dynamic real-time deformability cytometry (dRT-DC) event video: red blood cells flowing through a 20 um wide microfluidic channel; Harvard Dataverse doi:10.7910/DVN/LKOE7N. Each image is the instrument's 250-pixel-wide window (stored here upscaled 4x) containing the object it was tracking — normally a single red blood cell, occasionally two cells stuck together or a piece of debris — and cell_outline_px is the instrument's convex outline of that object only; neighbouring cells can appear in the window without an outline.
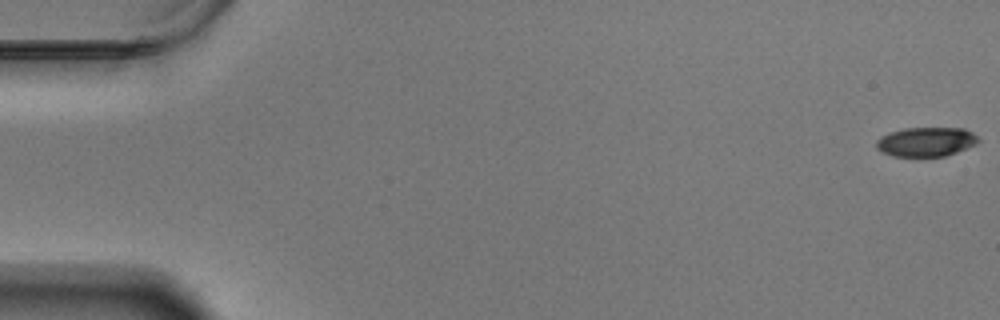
{"species": "Egyptian fruit bat (a non-hibernating species)", "species_latin": "Rousettus aegyptiacus", "temperature_condition": "warm", "stored_images_in_passage": 59, "camera_frame_rate_fps": 3000, "um_per_image_px": 0.085, "animal": {"sex": "male"}, "frame": {"image": 1, "passage_image": 1, "time_ms": 0.0, "image_size_px": [1000, 320], "cell_outline_px": [[980, 140], [976, 144], [956, 152], [944, 156], [892, 156], [880, 152], [876, 148], [876, 140], [880, 136], [888, 132], [904, 128], [964, 128], [972, 132]], "centroid_in_image_um": [78.67, 12.05], "position_along_channel_um": 6.3, "area_um2": 17.51}}
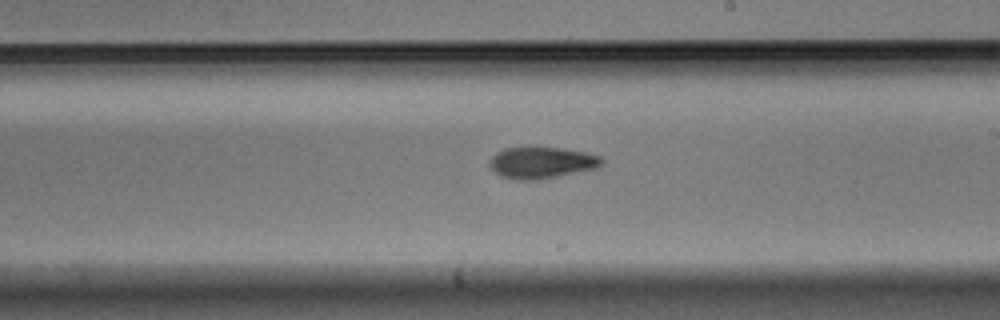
{"frame": {"image": 2, "passage_image": 35, "time_ms": 11.333, "image_size_px": [1000, 320], "cell_outline_px": [[604, 164], [600, 168], [536, 180], [516, 180], [500, 176], [488, 164], [488, 160], [496, 152], [504, 148], [528, 144], [532, 144], [560, 148], [584, 152], [600, 156], [604, 160]], "centroid_in_image_um": [46.02, 13.78], "position_along_channel_um": 243.0, "area_um2": 21.5}}
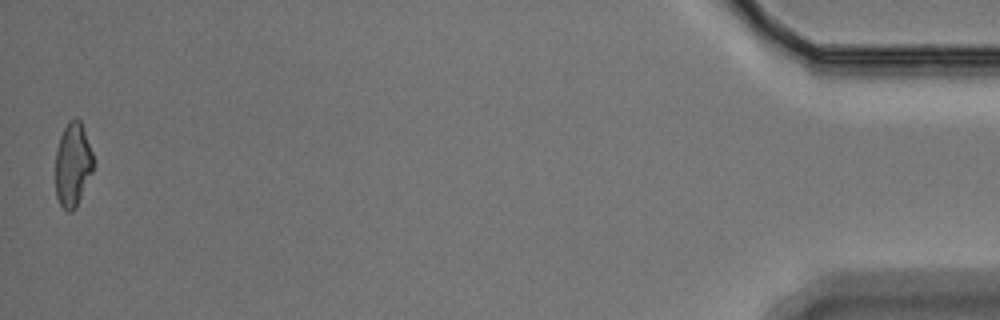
{"frame": {"image": 3, "passage_image": 59, "time_ms": 19.333, "image_size_px": [1000, 320], "cell_outline_px": [[92, 172], [76, 208], [72, 212], [68, 212], [60, 204], [56, 196], [56, 152], [60, 136], [68, 120], [76, 116], [80, 120], [92, 152]], "centroid_in_image_um": [6.17, 13.99], "position_along_channel_um": 429.0, "area_um2": 18.38}, "authors_computed_cell_mechanics": {"area_um2": 19.5942, "velocity_mm_per_s": 3.4591, "shape_relaxation_time_tau1_ms": 2.8953, "shape_relaxation_time_tau2_ms": 8.4057, "deformation_change_tau1": 0.1414, "deformation_change_tau2": 0.163}}